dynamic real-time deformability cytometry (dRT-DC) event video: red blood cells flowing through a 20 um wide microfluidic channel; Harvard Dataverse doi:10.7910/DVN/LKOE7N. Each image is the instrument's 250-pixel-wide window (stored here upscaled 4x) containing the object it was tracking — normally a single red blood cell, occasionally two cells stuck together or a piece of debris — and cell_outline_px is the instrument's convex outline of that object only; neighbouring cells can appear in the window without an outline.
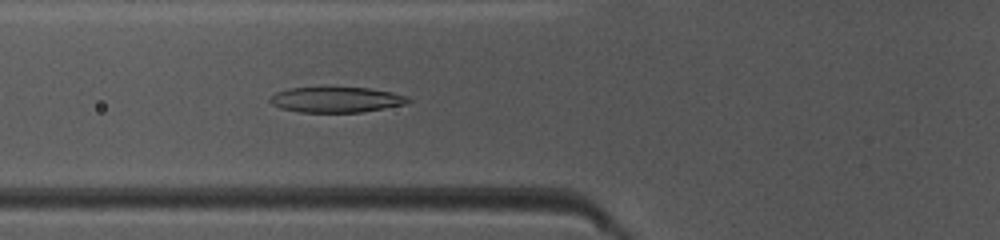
{"species": "common noctule bat (a hibernating species)", "species_latin": "Nyctalus noctula", "temperature_condition": "warm", "stored_images_in_passage": 46, "camera_frame_rate_fps": 3000, "um_per_image_px": 0.085, "animal": {"sex": "female", "body_mass_g": 10.0, "forearm_length_mm": 53.1}, "frame": {"image": 1, "passage_image": 16, "time_ms": 5.0, "image_size_px": [1000, 240], "cell_outline_px": [[412, 100], [404, 104], [360, 112], [300, 112], [280, 108], [272, 104], [268, 100], [276, 92], [288, 88], [368, 88], [392, 92], [408, 96]], "centroid_in_image_um": [28.56, 8.47], "position_along_channel_um": 97.2, "area_um2": 20.23}}
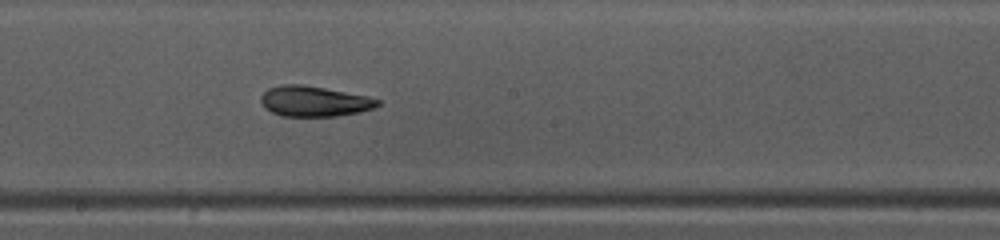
{"frame": {"image": 2, "passage_image": 25, "time_ms": 8.0, "image_size_px": [1000, 240], "cell_outline_px": [[380, 104], [372, 108], [360, 112], [336, 116], [284, 116], [272, 112], [264, 108], [260, 100], [260, 96], [268, 88], [280, 84], [304, 84], [368, 96], [380, 100]], "centroid_in_image_um": [26.68, 8.6], "position_along_channel_um": 221.5, "area_um2": 20.81}}
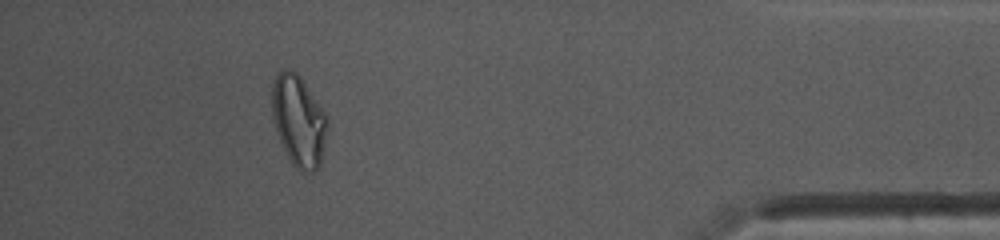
{"frame": {"image": 3, "passage_image": 42, "time_ms": 13.667, "image_size_px": [1000, 240], "cell_outline_px": [[328, 128], [320, 164], [312, 172], [300, 172], [292, 164], [276, 132], [272, 120], [272, 84], [280, 68], [288, 68], [296, 72], [300, 76], [328, 116]], "centroid_in_image_um": [25.38, 10.24], "position_along_channel_um": 409.8, "area_um2": 29.59}, "authors_computed_cell_mechanics": {"area_um2": 21.6172, "velocity_mm_per_s": 4.1158, "shape_relaxation_time_tau1_ms": 4.0224, "shape_relaxation_time_tau2_ms": 4.4074, "deformation_change_tau1": 0.1777, "deformation_change_tau2": 0.1113}}